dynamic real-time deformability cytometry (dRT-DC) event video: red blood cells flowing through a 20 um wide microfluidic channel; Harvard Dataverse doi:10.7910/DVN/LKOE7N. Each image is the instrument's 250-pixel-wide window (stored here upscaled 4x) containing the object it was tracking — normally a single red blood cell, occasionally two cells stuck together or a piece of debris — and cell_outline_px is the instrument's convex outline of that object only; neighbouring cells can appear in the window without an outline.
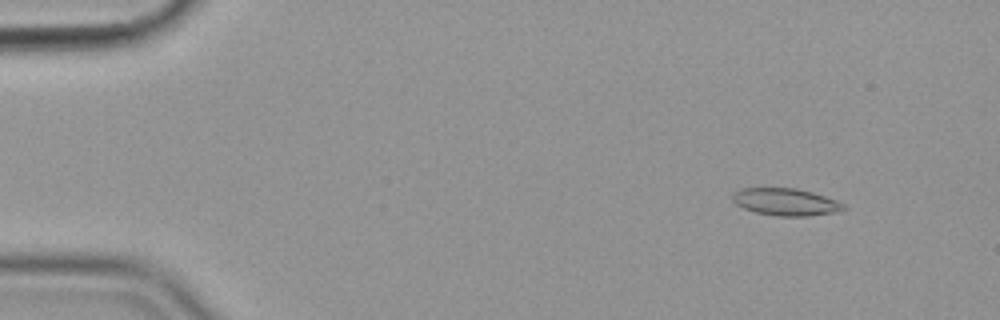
{"species": "common noctule bat (a hibernating species)", "species_latin": "Nyctalus noctula", "temperature_condition": "cold", "stored_images_in_passage": 56, "camera_frame_rate_fps": 3000, "um_per_image_px": 0.085, "animal": {"sex": "female", "body_mass_g": 19.9}, "frame": {"image": 1, "passage_image": 6, "time_ms": 1.667, "image_size_px": [1000, 320], "cell_outline_px": [[848, 208], [832, 212], [808, 216], [776, 216], [756, 212], [744, 208], [736, 204], [732, 200], [732, 192], [740, 188], [796, 188], [812, 192], [836, 200], [844, 204]], "centroid_in_image_um": [66.75, 17.15], "position_along_channel_um": 18.3, "area_um2": 17.57}}
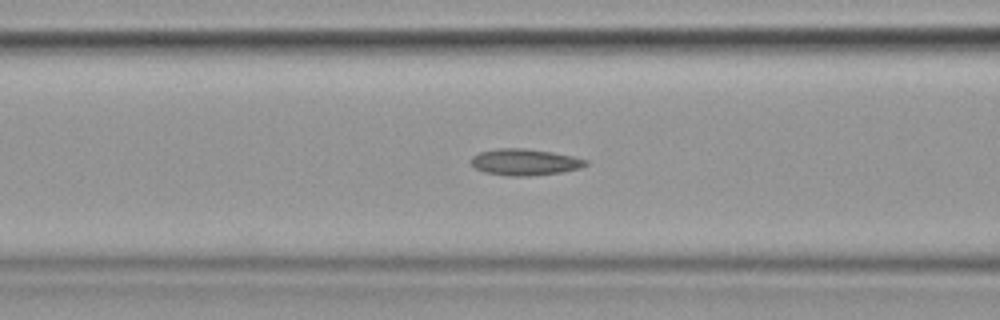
{"frame": {"image": 2, "passage_image": 23, "time_ms": 7.333, "image_size_px": [1000, 320], "cell_outline_px": [[588, 164], [580, 168], [564, 172], [528, 176], [508, 176], [484, 172], [476, 168], [468, 160], [472, 156], [480, 152], [500, 148], [524, 148], [552, 152], [572, 156], [588, 160]], "centroid_in_image_um": [44.6, 13.78], "position_along_channel_um": 122.0, "area_um2": 17.74}}
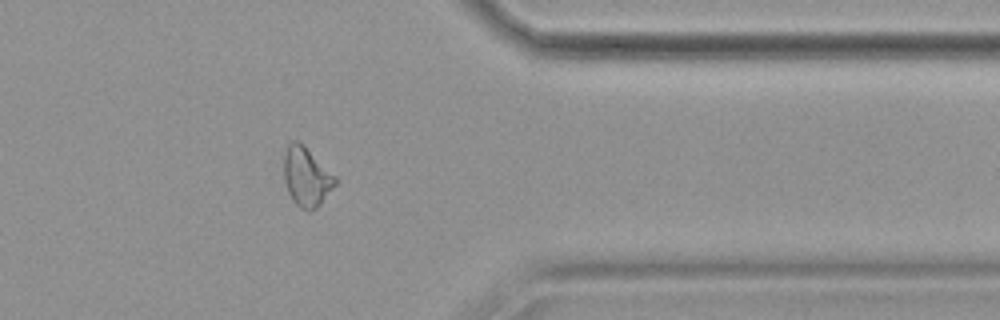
{"frame": {"image": 3, "passage_image": 46, "time_ms": 15.0, "image_size_px": [1000, 320], "cell_outline_px": [[336, 184], [320, 204], [316, 208], [300, 208], [292, 200], [288, 192], [284, 180], [284, 152], [288, 144], [292, 140], [300, 140], [336, 176]], "centroid_in_image_um": [26.04, 14.97], "position_along_channel_um": 385.4, "area_um2": 17.69}, "authors_computed_cell_mechanics": {"area_um2": 17.5712, "velocity_mm_per_s": 3.5846, "shape_relaxation_time_tau1_ms": null, "shape_relaxation_time_tau2_ms": 4.2511, "deformation_change_tau1": null, "deformation_change_tau2": 0.1287}}